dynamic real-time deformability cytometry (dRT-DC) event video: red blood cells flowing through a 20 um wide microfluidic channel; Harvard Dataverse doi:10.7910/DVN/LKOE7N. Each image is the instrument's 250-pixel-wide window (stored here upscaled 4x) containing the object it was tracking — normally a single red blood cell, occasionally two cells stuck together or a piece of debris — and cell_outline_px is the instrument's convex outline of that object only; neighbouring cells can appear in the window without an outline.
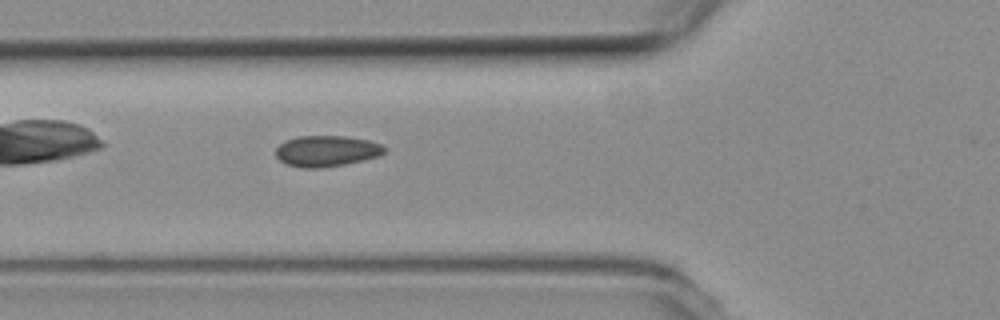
{"species": "common noctule bat (a hibernating species)", "species_latin": "Nyctalus noctula", "temperature_condition": "room temperature", "stored_images_in_passage": 39, "camera_frame_rate_fps": 3000, "um_per_image_px": 0.085, "animal": {"sex": "female", "body_mass_g": 19.3, "forearm_length_mm": 54.1}, "frame": {"image": 1, "passage_image": 5, "time_ms": 1.333, "image_size_px": [1000, 320], "cell_outline_px": [[388, 148], [384, 152], [376, 156], [364, 160], [344, 164], [320, 168], [300, 168], [288, 164], [280, 160], [276, 156], [276, 148], [284, 140], [296, 136], [348, 136], [368, 140], [380, 144]], "centroid_in_image_um": [27.74, 12.83], "position_along_channel_um": 98.1, "area_um2": 19.65}}
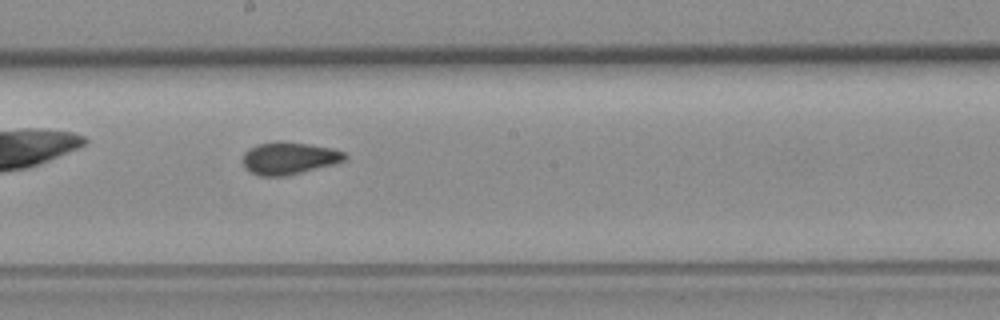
{"frame": {"image": 2, "passage_image": 15, "time_ms": 4.667, "image_size_px": [1000, 320], "cell_outline_px": [[348, 156], [344, 160], [336, 164], [288, 176], [260, 176], [244, 168], [244, 152], [248, 148], [256, 144], [276, 140], [280, 140], [308, 144], [332, 148], [344, 152]], "centroid_in_image_um": [24.57, 13.44], "position_along_channel_um": 223.6, "area_um2": 19.54}}
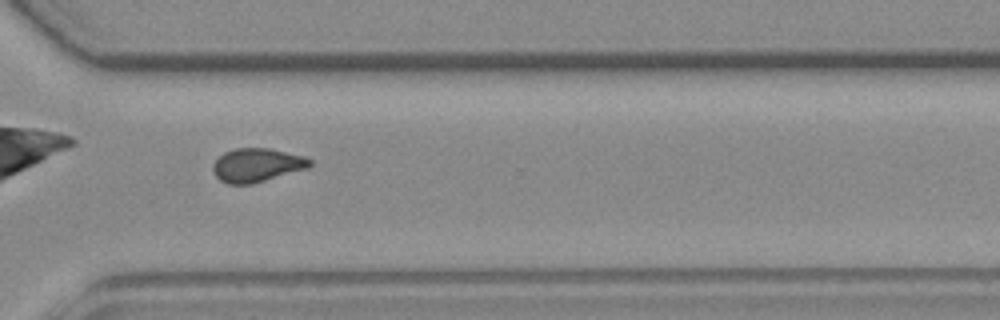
{"frame": {"image": 3, "passage_image": 25, "time_ms": 8.0, "image_size_px": [1000, 320], "cell_outline_px": [[312, 164], [308, 168], [252, 184], [228, 184], [220, 180], [216, 176], [212, 168], [212, 164], [224, 152], [236, 148], [268, 148], [304, 156], [312, 160]], "centroid_in_image_um": [21.83, 14.03], "position_along_channel_um": 348.8, "area_um2": 18.96}, "authors_computed_cell_mechanics": {"area_um2": 18.7272, "velocity_mm_per_s": 3.7615, "shape_relaxation_time_tau1_ms": null, "shape_relaxation_time_tau2_ms": 1.5466, "deformation_change_tau1": null, "deformation_change_tau2": 0.0649}}